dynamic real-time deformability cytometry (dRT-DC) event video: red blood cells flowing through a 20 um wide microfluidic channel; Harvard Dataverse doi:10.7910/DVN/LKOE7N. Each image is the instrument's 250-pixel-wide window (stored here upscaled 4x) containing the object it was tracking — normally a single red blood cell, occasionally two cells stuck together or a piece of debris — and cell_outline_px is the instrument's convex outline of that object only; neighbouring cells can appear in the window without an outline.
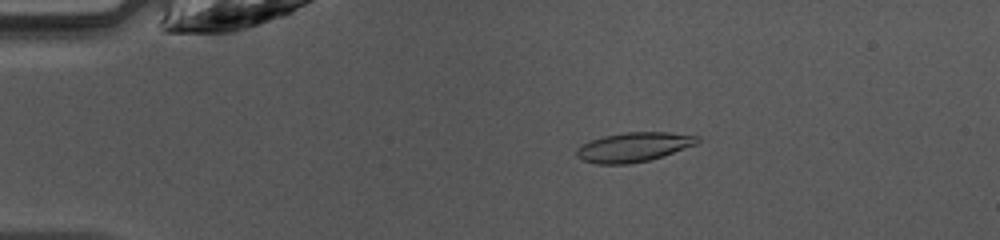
{"species": "common noctule bat (a hibernating species)", "species_latin": "Nyctalus noctula", "temperature_condition": "warm", "stored_images_in_passage": 48, "camera_frame_rate_fps": 3000, "um_per_image_px": 0.085, "animal": {"sex": "female", "body_mass_g": 10.0, "forearm_length_mm": 53.1}, "frame": {"image": 1, "passage_image": 10, "time_ms": 3.0, "image_size_px": [1000, 240], "cell_outline_px": [[700, 140], [696, 144], [664, 156], [648, 160], [628, 164], [596, 164], [584, 160], [576, 156], [576, 148], [580, 144], [604, 136], [624, 132], [668, 132], [700, 136]], "centroid_in_image_um": [53.85, 12.5], "position_along_channel_um": 31.1, "area_um2": 20.75}}
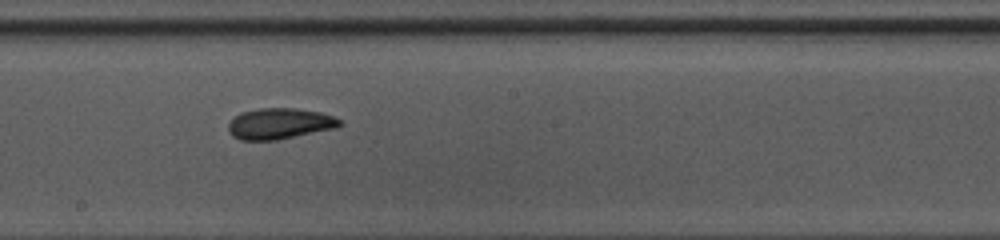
{"frame": {"image": 2, "passage_image": 27, "time_ms": 8.667, "image_size_px": [1000, 240], "cell_outline_px": [[344, 124], [336, 128], [276, 140], [240, 140], [232, 136], [228, 132], [228, 124], [240, 112], [260, 108], [296, 108], [320, 112], [344, 120]], "centroid_in_image_um": [23.79, 10.51], "position_along_channel_um": 224.4, "area_um2": 20.23}}
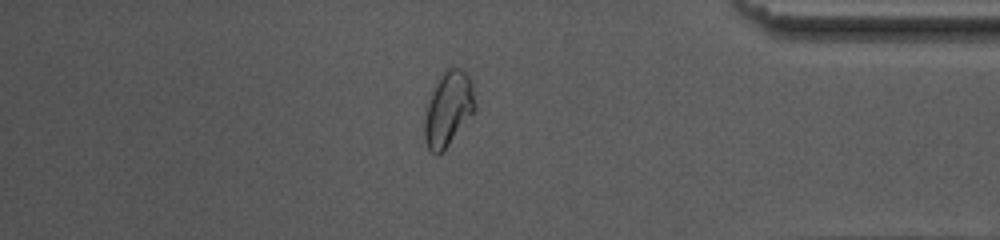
{"frame": {"image": 3, "passage_image": 41, "time_ms": 13.333, "image_size_px": [1000, 240], "cell_outline_px": [[476, 108], [444, 152], [440, 156], [432, 152], [428, 148], [424, 140], [424, 120], [428, 104], [432, 92], [444, 68], [460, 68], [472, 80], [476, 104]], "centroid_in_image_um": [38.11, 9.28], "position_along_channel_um": 397.1, "area_um2": 21.96}, "authors_computed_cell_mechanics": {"area_um2": 20.2878, "velocity_mm_per_s": 4.2152, "shape_relaxation_time_tau1_ms": 7.7054, "shape_relaxation_time_tau2_ms": 2.6385, "deformation_change_tau1": 0.1782, "deformation_change_tau2": 0.0635}}